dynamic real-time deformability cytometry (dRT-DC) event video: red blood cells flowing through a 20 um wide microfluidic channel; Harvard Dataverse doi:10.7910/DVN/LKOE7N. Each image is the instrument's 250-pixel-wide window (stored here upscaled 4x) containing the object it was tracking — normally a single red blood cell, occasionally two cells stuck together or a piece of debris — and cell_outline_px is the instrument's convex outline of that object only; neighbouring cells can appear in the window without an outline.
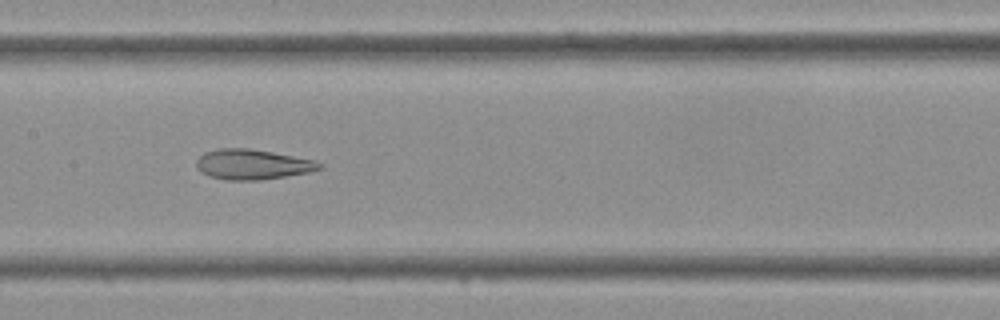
{"species": "Egyptian fruit bat (a non-hibernating species)", "species_latin": "Rousettus aegyptiacus", "temperature_condition": "cold", "stored_images_in_passage": 41, "camera_frame_rate_fps": 3000, "um_per_image_px": 0.085, "frame": {"image": 1, "passage_image": 20, "time_ms": 6.333, "image_size_px": [1000, 320], "cell_outline_px": [[324, 168], [308, 172], [260, 180], [228, 180], [208, 176], [200, 172], [196, 168], [196, 160], [204, 152], [216, 148], [248, 148], [272, 152], [312, 160], [324, 164]], "centroid_in_image_um": [21.41, 13.97], "position_along_channel_um": 186.0, "area_um2": 21.62}}
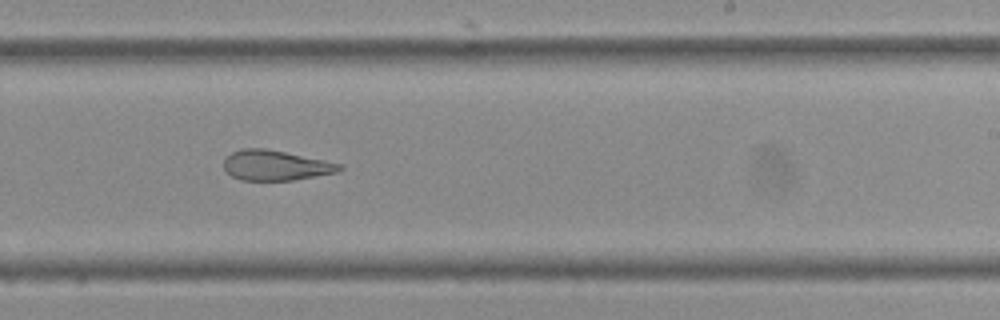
{"frame": {"image": 2, "passage_image": 25, "time_ms": 8.0, "image_size_px": [1000, 320], "cell_outline_px": [[344, 168], [340, 172], [292, 180], [240, 180], [232, 176], [224, 168], [224, 160], [232, 152], [240, 148], [264, 148], [344, 164]], "centroid_in_image_um": [23.46, 14.06], "position_along_channel_um": 265.5, "area_um2": 20.29}}
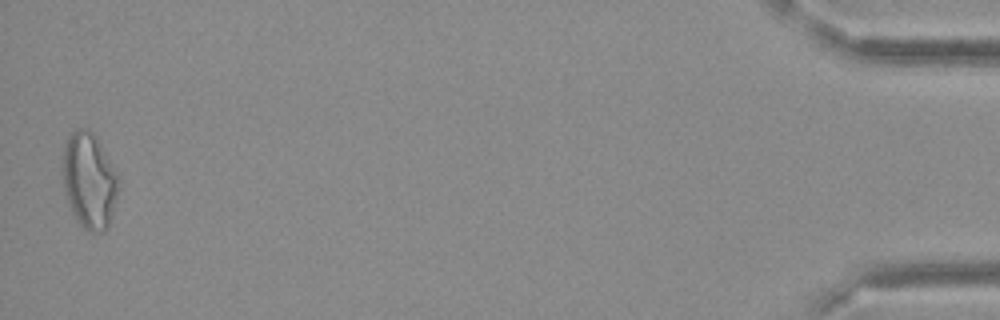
{"frame": {"image": 3, "passage_image": 41, "time_ms": 13.333, "image_size_px": [1000, 320], "cell_outline_px": [[120, 180], [108, 228], [104, 232], [88, 232], [76, 220], [68, 204], [64, 192], [60, 172], [64, 144], [68, 136], [76, 128], [88, 128], [96, 136], [120, 176]], "centroid_in_image_um": [7.55, 15.33], "position_along_channel_um": 427.6, "area_um2": 31.96}}